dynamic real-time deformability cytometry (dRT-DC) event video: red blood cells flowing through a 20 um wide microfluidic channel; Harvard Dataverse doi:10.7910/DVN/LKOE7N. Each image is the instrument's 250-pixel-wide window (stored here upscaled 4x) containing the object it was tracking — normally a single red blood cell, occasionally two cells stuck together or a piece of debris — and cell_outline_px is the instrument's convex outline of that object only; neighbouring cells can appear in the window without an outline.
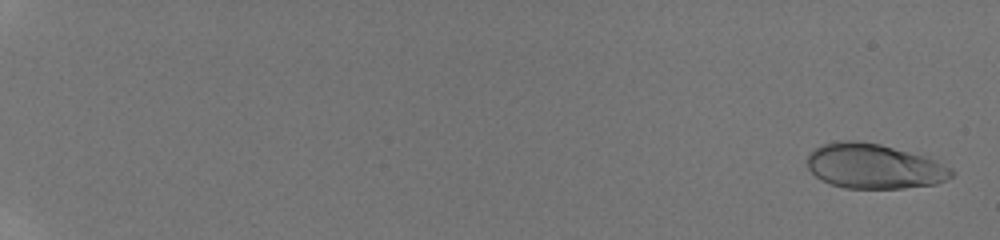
{"species": "human", "species_latin": "Homo sapiens", "temperature_condition": "room temperature", "stored_images_in_passage": 18, "camera_frame_rate_fps": 3000, "um_per_image_px": 0.085, "donor": {"sex": "male"}, "frame": {"image": 1, "passage_image": 1, "time_ms": 0.0, "image_size_px": [1000, 240], "cell_outline_px": [[956, 172], [952, 176], [936, 184], [904, 188], [844, 188], [820, 180], [808, 168], [808, 156], [820, 144], [836, 140], [856, 140], [880, 144], [924, 156], [936, 160], [952, 168]], "centroid_in_image_um": [74.3, 14.12], "position_along_channel_um": 10.7, "area_um2": 37.8}}
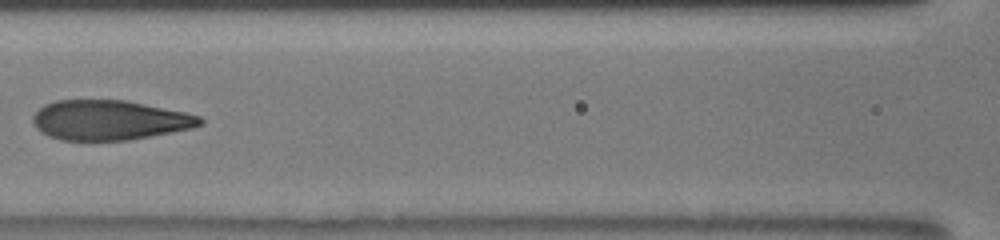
{"frame": {"image": 2, "passage_image": 10, "time_ms": 9.667, "image_size_px": [1000, 240], "cell_outline_px": [[204, 124], [192, 128], [172, 132], [128, 140], [60, 140], [48, 136], [40, 132], [36, 128], [32, 120], [32, 116], [44, 104], [56, 100], [124, 100], [184, 112], [200, 116], [204, 120]], "centroid_in_image_um": [9.28, 10.21], "position_along_channel_um": 157.3, "area_um2": 38.73}}
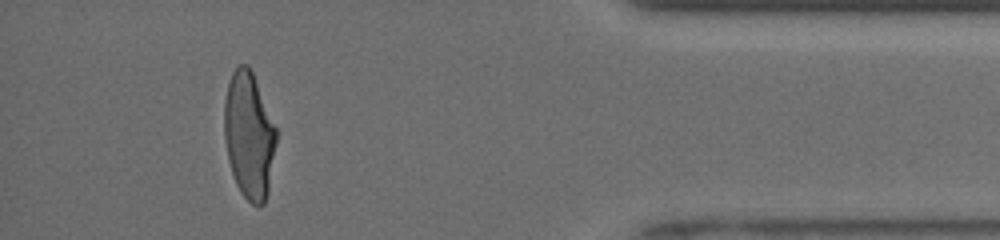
{"frame": {"image": 3, "passage_image": 17, "time_ms": 17.0, "image_size_px": [1000, 240], "cell_outline_px": [[276, 144], [268, 192], [264, 204], [252, 204], [240, 192], [236, 184], [228, 160], [224, 140], [224, 100], [228, 84], [232, 72], [240, 64], [248, 64], [252, 72], [276, 128]], "centroid_in_image_um": [21.15, 11.51], "position_along_channel_um": 414.1, "area_um2": 38.15}, "authors_computed_cell_mechanics": {"area_um2": 38.4948, "velocity_mm_per_s": 3.9622, "shape_relaxation_time_tau1_ms": 4.0882, "shape_relaxation_time_tau2_ms": 0.0459, "deformation_change_tau1": 0.1863, "deformation_change_tau2": 0.0603}}